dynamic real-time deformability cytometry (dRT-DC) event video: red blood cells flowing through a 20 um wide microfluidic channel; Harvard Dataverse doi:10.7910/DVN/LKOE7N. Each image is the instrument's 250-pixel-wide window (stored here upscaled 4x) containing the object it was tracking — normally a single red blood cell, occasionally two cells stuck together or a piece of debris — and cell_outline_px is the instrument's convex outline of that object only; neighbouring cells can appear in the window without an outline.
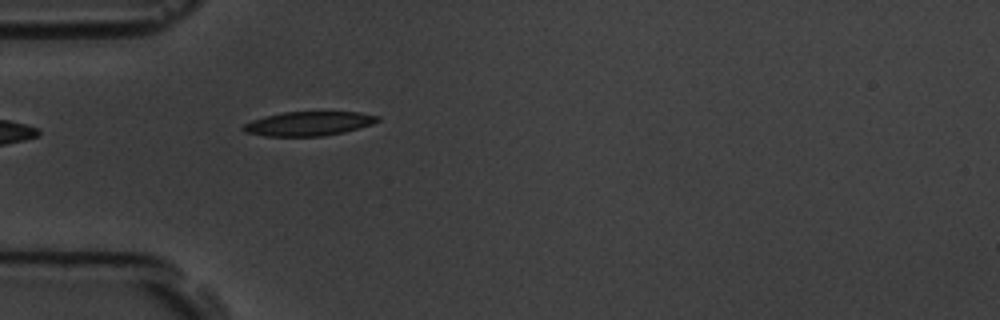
{"species": "common noctule bat (a hibernating species)", "species_latin": "Nyctalus noctula", "temperature_condition": "room temperature", "stored_images_in_passage": 2, "camera_frame_rate_fps": 3000, "um_per_image_px": 0.085, "animal": {"sex": "male", "body_mass_g": 19.5, "forearm_length_mm": 54.6}, "frame": {"image": 1, "passage_image": 2, "time_ms": 1.333, "image_size_px": [1000, 320], "cell_outline_px": [[380, 120], [372, 124], [344, 132], [324, 136], [264, 136], [244, 132], [240, 128], [244, 124], [252, 120], [264, 116], [284, 112], [360, 112], [380, 116]], "centroid_in_image_um": [26.22, 10.51], "position_along_channel_um": 58.8, "area_um2": 19.02}}